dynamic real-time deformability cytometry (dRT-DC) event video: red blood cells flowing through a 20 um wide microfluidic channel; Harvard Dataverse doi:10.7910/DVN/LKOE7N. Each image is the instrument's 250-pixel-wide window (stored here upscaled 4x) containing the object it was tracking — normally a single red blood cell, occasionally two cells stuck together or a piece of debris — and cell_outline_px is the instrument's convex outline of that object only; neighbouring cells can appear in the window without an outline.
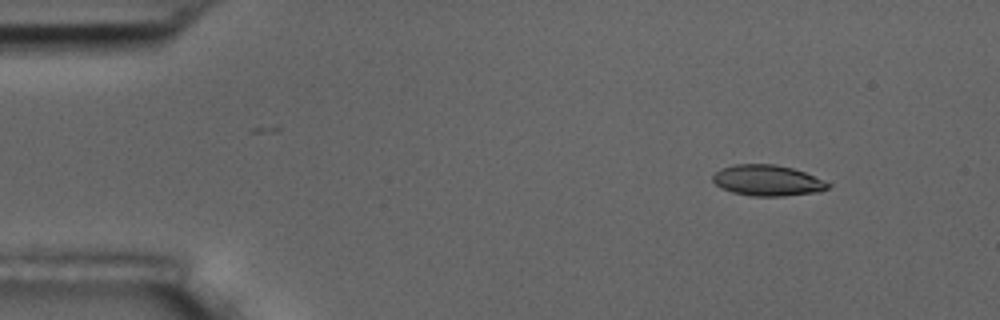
{"species": "common noctule bat (a hibernating species)", "species_latin": "Nyctalus noctula", "temperature_condition": "room temperature", "stored_images_in_passage": 4, "segment_of_instrument_passage": [1, 2], "camera_frame_rate_fps": 3000, "um_per_image_px": 0.085, "animal": {"sex": "male", "body_mass_g": 17.5, "forearm_length_mm": 52.3}, "frame": {"image": 1, "passage_image": 1, "time_ms": 0.0, "image_size_px": [1000, 320], "cell_outline_px": [[832, 184], [828, 188], [820, 192], [784, 196], [752, 196], [732, 192], [716, 184], [712, 180], [712, 176], [720, 168], [736, 164], [776, 164], [792, 168], [804, 172]], "centroid_in_image_um": [65.25, 15.34], "position_along_channel_um": 19.8, "area_um2": 20.69}}